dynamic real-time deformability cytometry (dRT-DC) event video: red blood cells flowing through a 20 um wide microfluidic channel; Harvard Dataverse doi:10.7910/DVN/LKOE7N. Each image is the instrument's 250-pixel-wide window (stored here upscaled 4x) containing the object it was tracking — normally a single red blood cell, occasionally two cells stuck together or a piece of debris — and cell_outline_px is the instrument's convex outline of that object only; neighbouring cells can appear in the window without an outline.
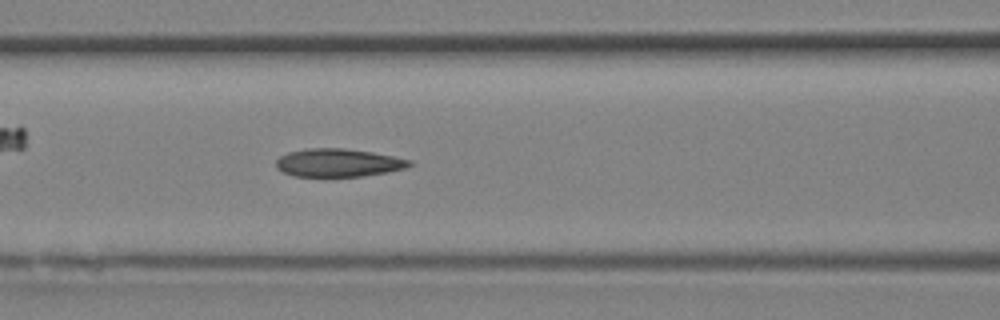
{"species": "Egyptian fruit bat (a non-hibernating species)", "species_latin": "Rousettus aegyptiacus", "temperature_condition": "room temperature", "stored_images_in_passage": 12, "camera_frame_rate_fps": 3000, "um_per_image_px": 0.085, "animal": {"sex": "female"}, "frame": {"image": 1, "passage_image": 12, "time_ms": 3.667, "image_size_px": [1000, 320], "cell_outline_px": [[412, 164], [404, 168], [388, 172], [360, 176], [296, 176], [284, 172], [276, 168], [276, 160], [280, 156], [288, 152], [308, 148], [344, 148], [372, 152], [412, 160]], "centroid_in_image_um": [28.74, 13.82], "position_along_channel_um": 137.9, "area_um2": 21.68}}